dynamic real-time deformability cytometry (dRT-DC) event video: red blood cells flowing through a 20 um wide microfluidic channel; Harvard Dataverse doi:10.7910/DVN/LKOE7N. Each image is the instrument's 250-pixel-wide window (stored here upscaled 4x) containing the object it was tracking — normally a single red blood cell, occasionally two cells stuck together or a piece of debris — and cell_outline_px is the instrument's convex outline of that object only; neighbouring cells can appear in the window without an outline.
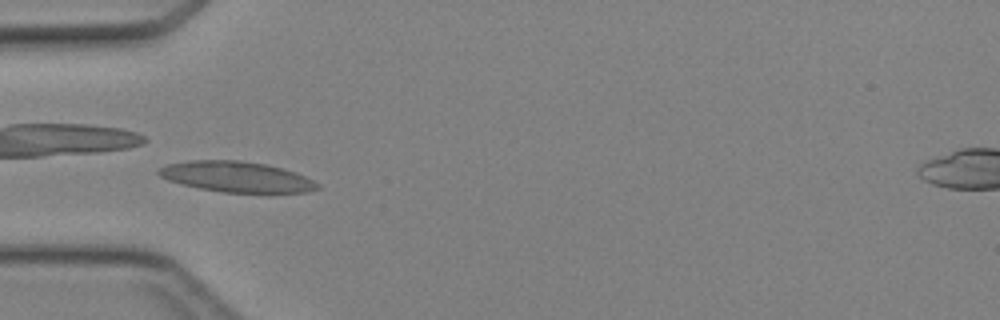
{"species": "Egyptian fruit bat (a non-hibernating species)", "species_latin": "Rousettus aegyptiacus", "temperature_condition": "cold", "stored_images_in_passage": 47, "camera_frame_rate_fps": 3000, "um_per_image_px": 0.085, "animal": {"sex": "female"}, "frame": {"image": 1, "passage_image": 16, "time_ms": 5.0, "image_size_px": [1000, 320], "cell_outline_px": [[320, 188], [308, 192], [224, 192], [200, 188], [168, 180], [160, 176], [156, 172], [160, 168], [168, 164], [188, 160], [240, 160], [268, 164], [284, 168], [296, 172], [320, 184]], "centroid_in_image_um": [20.13, 15.01], "position_along_channel_um": 64.9, "area_um2": 28.21}}
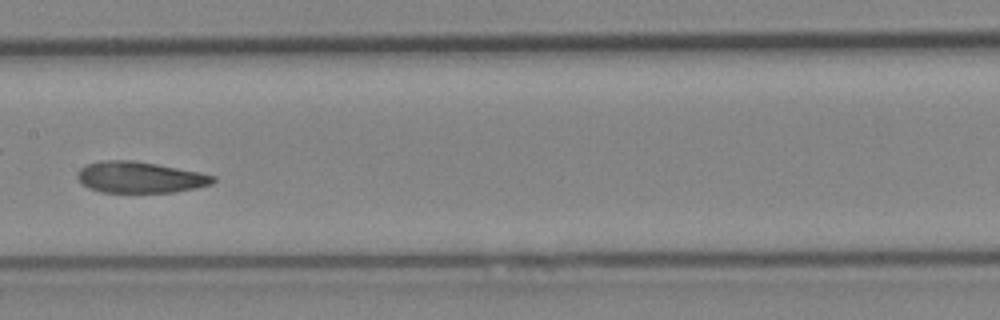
{"frame": {"image": 2, "passage_image": 25, "time_ms": 8.0, "image_size_px": [1000, 320], "cell_outline_px": [[216, 180], [212, 184], [196, 188], [176, 192], [100, 192], [88, 188], [80, 184], [76, 176], [76, 172], [80, 168], [88, 164], [104, 160], [132, 160], [156, 164], [200, 172], [216, 176]], "centroid_in_image_um": [11.87, 15.07], "position_along_channel_um": 195.5, "area_um2": 24.85}}
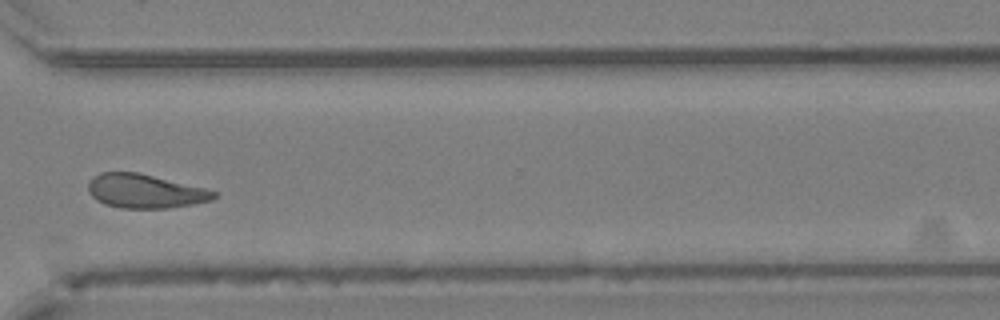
{"frame": {"image": 3, "passage_image": 36, "time_ms": 11.667, "image_size_px": [1000, 320], "cell_outline_px": [[220, 196], [212, 200], [168, 208], [120, 208], [104, 204], [96, 200], [88, 192], [88, 184], [100, 172], [140, 172], [220, 192]], "centroid_in_image_um": [12.36, 16.25], "position_along_channel_um": 358.2, "area_um2": 24.91}}